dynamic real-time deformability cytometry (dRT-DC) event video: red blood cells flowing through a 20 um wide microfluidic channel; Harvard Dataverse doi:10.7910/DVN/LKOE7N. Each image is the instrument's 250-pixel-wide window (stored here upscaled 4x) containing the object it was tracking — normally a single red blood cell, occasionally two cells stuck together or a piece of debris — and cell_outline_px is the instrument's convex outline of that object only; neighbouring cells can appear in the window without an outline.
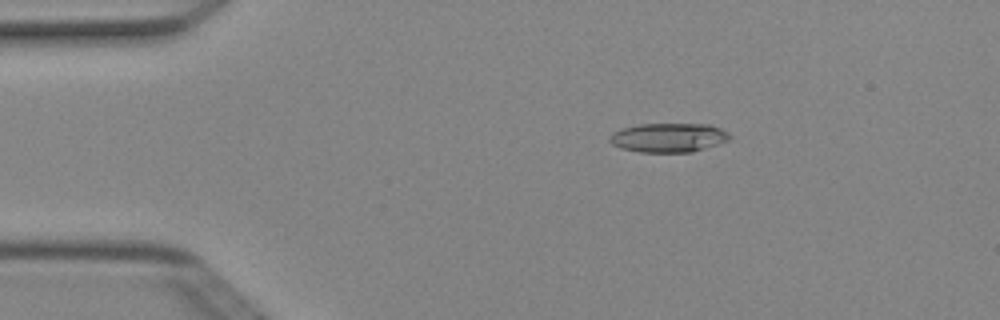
{"species": "Egyptian fruit bat (a non-hibernating species)", "species_latin": "Rousettus aegyptiacus", "temperature_condition": "cold", "stored_images_in_passage": 5, "camera_frame_rate_fps": 3000, "um_per_image_px": 0.085, "animal": {"sex": "female"}, "frame": {"image": 1, "passage_image": 2, "time_ms": 0.333, "image_size_px": [1000, 320], "cell_outline_px": [[732, 136], [728, 140], [692, 152], [640, 152], [620, 148], [612, 144], [608, 140], [608, 136], [612, 132], [620, 128], [640, 124], [708, 124], [720, 128], [728, 132]], "centroid_in_image_um": [56.77, 11.69], "position_along_channel_um": 28.2, "area_um2": 20.46}}
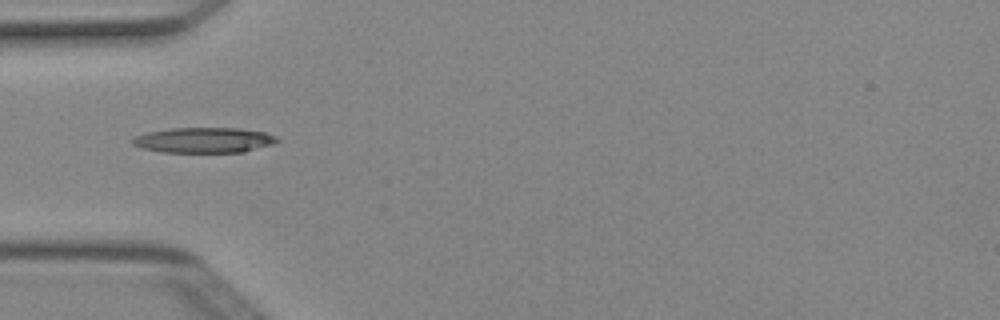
{"frame": {"image": 2, "passage_image": 4, "time_ms": 1.0, "image_size_px": [1000, 320], "cell_outline_px": [[280, 140], [272, 144], [244, 152], [160, 152], [144, 148], [132, 144], [132, 140], [136, 136], [148, 132], [172, 128], [236, 128], [264, 132], [276, 136]], "centroid_in_image_um": [17.35, 11.91], "position_along_channel_um": 67.7, "area_um2": 21.15}}
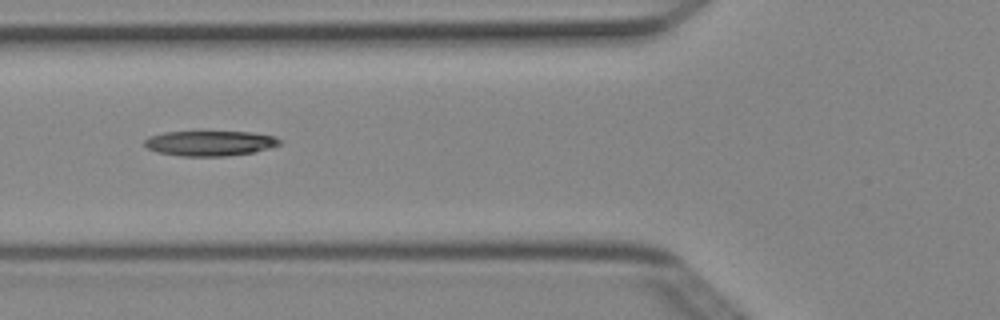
{"frame": {"image": 3, "passage_image": 5, "time_ms": 1.333, "image_size_px": [1000, 320], "cell_outline_px": [[284, 140], [280, 144], [268, 148], [252, 152], [228, 156], [180, 156], [156, 152], [148, 148], [144, 144], [144, 140], [148, 136], [164, 132], [252, 132], [276, 136]], "centroid_in_image_um": [17.85, 12.17], "position_along_channel_um": 108.0, "area_um2": 19.88}}